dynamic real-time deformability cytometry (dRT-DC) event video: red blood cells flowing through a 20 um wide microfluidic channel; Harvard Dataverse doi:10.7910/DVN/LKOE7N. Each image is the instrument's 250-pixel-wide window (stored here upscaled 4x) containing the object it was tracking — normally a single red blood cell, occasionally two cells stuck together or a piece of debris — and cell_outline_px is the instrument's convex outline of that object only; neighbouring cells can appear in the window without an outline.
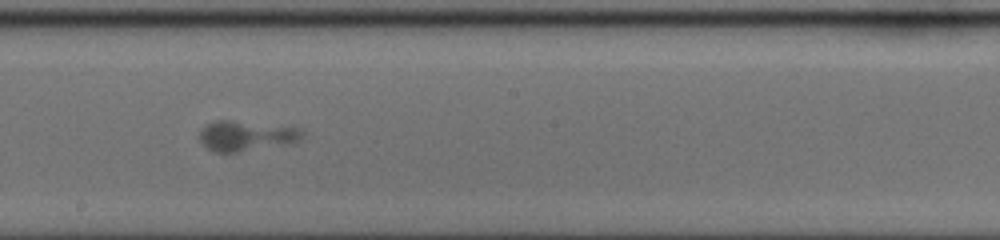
{"species": "human", "species_latin": "Homo sapiens", "temperature_condition": "cold", "stored_images_in_passage": 62, "camera_frame_rate_fps": 3000, "um_per_image_px": 0.085, "donor": {"sex": "female"}, "frame": {"image": 1, "passage_image": 36, "time_ms": 11.667, "image_size_px": [1000, 240], "cell_outline_px": [[304, 136], [300, 140], [288, 144], [236, 152], [216, 152], [208, 148], [200, 140], [200, 128], [216, 120], [232, 120], [300, 128], [304, 132]], "centroid_in_image_um": [20.94, 11.54], "position_along_channel_um": 227.3, "area_um2": 17.98}}
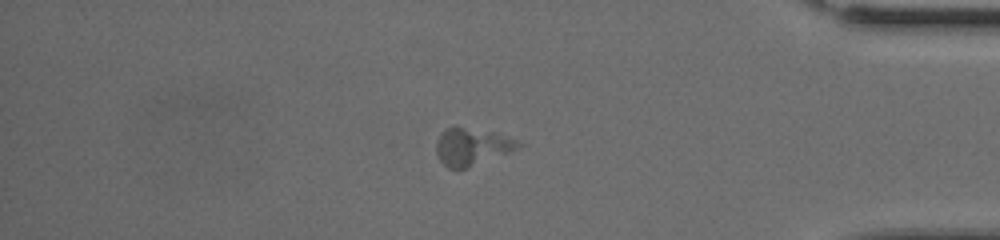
{"frame": {"image": 2, "passage_image": 53, "time_ms": 17.333, "image_size_px": [1000, 240], "cell_outline_px": [[520, 144], [516, 148], [508, 152], [468, 168], [456, 172], [448, 168], [440, 160], [436, 152], [436, 140], [448, 128], [464, 128], [496, 132], [516, 140]], "centroid_in_image_um": [40.06, 12.52], "position_along_channel_um": 395.1, "area_um2": 17.46}}
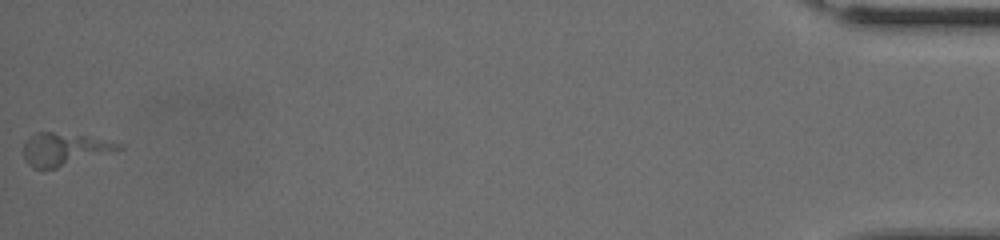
{"frame": {"image": 3, "passage_image": 62, "time_ms": 20.333, "image_size_px": [1000, 240], "cell_outline_px": [[124, 148], [56, 168], [32, 168], [24, 160], [24, 140], [28, 136], [36, 132], [52, 132], [88, 136], [120, 144]], "centroid_in_image_um": [5.38, 12.67], "position_along_channel_um": 429.8, "area_um2": 17.8}}